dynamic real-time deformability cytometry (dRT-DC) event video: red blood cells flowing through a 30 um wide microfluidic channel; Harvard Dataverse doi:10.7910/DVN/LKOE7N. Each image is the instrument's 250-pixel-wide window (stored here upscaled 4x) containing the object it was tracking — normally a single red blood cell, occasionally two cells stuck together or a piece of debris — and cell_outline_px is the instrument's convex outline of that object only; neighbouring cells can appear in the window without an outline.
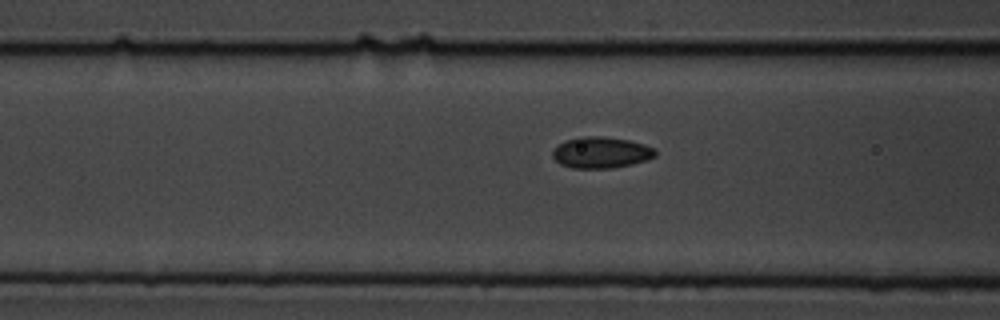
{"species": "common noctule bat (a hibernating species)", "species_latin": "Nyctalus noctula", "temperature_condition": "cold", "stored_images_in_passage": 7, "segment_of_instrument_passage": [2, 2], "camera_frame_rate_fps": 3000, "um_per_image_px": 0.085, "animal": {"sex": "male", "body_mass_g": 19.5, "forearm_length_mm": 54.6}, "frame": {"image": 1, "passage_image": 7, "time_ms": 7.0, "image_size_px": [1000, 320], "cell_outline_px": [[656, 156], [648, 160], [632, 164], [612, 168], [572, 168], [560, 164], [552, 156], [552, 152], [564, 140], [580, 136], [604, 136], [628, 140], [644, 144], [652, 148], [656, 152]], "centroid_in_image_um": [51.09, 12.96], "position_along_channel_um": 115.5, "area_um2": 18.73}}